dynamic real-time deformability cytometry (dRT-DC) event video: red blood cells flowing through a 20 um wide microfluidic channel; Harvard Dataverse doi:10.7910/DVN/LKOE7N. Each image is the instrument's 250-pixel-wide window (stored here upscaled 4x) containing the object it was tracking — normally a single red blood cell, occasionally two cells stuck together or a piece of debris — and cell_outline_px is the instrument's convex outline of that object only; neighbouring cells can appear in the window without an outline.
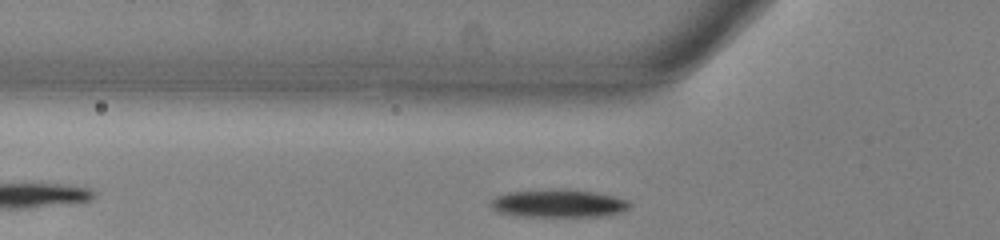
{"species": "common noctule bat (a hibernating species)", "species_latin": "Nyctalus noctula", "temperature_condition": "warm", "stored_images_in_passage": 35, "camera_frame_rate_fps": 3000, "um_per_image_px": 0.085, "animal": {"sex": "male", "body_mass_g": 13.0, "forearm_length_mm": 53.1}, "frame": {"image": 1, "passage_image": 4, "time_ms": 1.0, "image_size_px": [1000, 240], "cell_outline_px": [[632, 204], [628, 208], [620, 212], [600, 216], [516, 216], [500, 212], [492, 208], [492, 200], [496, 196], [508, 192], [592, 192], [612, 196], [628, 200]], "centroid_in_image_um": [47.49, 17.34], "position_along_channel_um": 78.3, "area_um2": 21.15}}
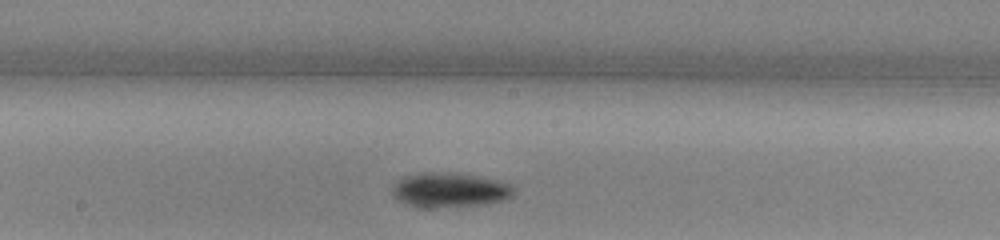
{"frame": {"image": 2, "passage_image": 14, "time_ms": 4.333, "image_size_px": [1000, 240], "cell_outline_px": [[516, 192], [512, 196], [488, 204], [436, 208], [420, 208], [408, 204], [400, 200], [392, 192], [392, 188], [404, 176], [420, 172], [448, 172], [472, 176], [508, 184]], "centroid_in_image_um": [38.18, 16.17], "position_along_channel_um": 210.0, "area_um2": 24.04}}
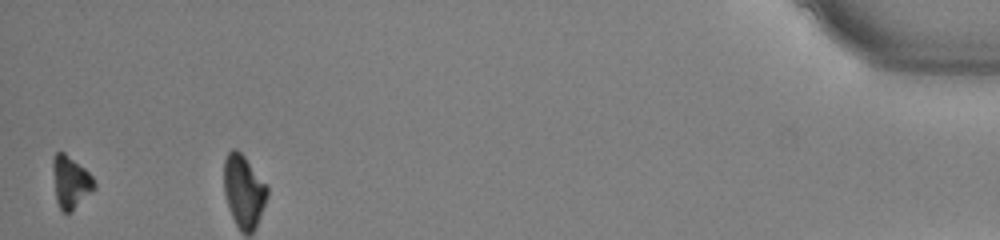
{"frame": {"image": 3, "passage_image": 35, "time_ms": 11.333, "image_size_px": [1000, 240], "cell_outline_px": [[96, 188], [72, 212], [64, 212], [60, 208], [56, 200], [52, 168], [52, 160], [56, 152], [64, 152], [84, 168], [92, 176], [96, 184]], "centroid_in_image_um": [6.01, 15.49], "position_along_channel_um": 429.2, "area_um2": 12.66}, "authors_computed_cell_mechanics": {"area_um2": 21.3282, "velocity_mm_per_s": 3.9391, "shape_relaxation_time_tau1_ms": 1.5292, "shape_relaxation_time_tau2_ms": null, "deformation_change_tau1": 0.1179, "deformation_change_tau2": null}}